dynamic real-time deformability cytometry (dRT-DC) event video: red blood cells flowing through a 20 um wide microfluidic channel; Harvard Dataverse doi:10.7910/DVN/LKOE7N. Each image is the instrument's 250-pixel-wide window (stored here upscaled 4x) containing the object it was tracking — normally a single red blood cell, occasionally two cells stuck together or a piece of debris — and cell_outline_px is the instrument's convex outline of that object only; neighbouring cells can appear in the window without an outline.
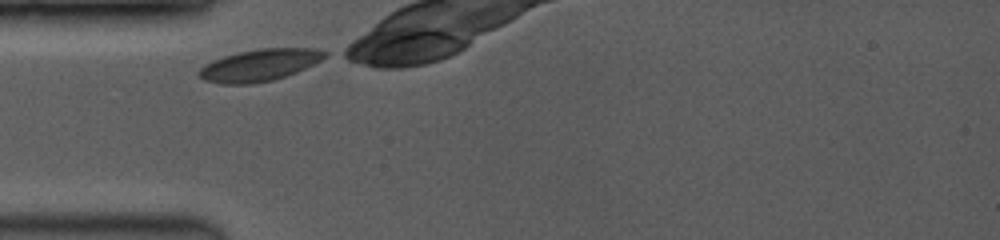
{"species": "common noctule bat (a hibernating species)", "species_latin": "Nyctalus noctula", "temperature_condition": "room temperature", "stored_images_in_passage": 25, "camera_frame_rate_fps": 3500, "um_per_image_px": 0.085, "animal": {"sex": "female", "body_mass_g": 19.0, "forearm_length_mm": 53.3}, "frame": {"image": 1, "passage_image": 1, "time_ms": 0.0, "image_size_px": [1000, 240], "cell_outline_px": [[328, 56], [296, 72], [272, 80], [252, 84], [220, 84], [204, 80], [196, 76], [196, 72], [204, 64], [212, 60], [224, 56], [240, 52], [260, 48], [316, 48], [328, 52]], "centroid_in_image_um": [22.01, 5.54], "position_along_channel_um": 63.0, "area_um2": 23.47}}
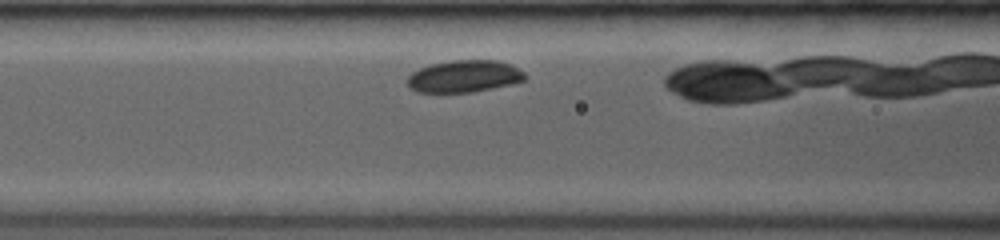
{"frame": {"image": 2, "passage_image": 12, "time_ms": 1.714, "image_size_px": [1000, 240], "cell_outline_px": [[528, 80], [492, 88], [472, 92], [416, 92], [408, 88], [408, 76], [412, 72], [420, 68], [432, 64], [452, 60], [496, 60], [512, 64], [524, 72], [528, 76]], "centroid_in_image_um": [39.49, 6.48], "position_along_channel_um": 127.1, "area_um2": 22.14}}
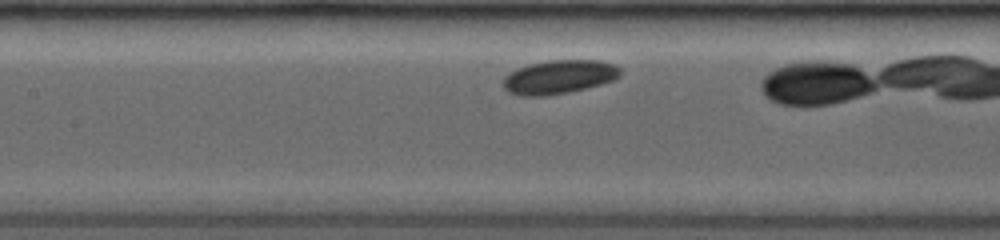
{"frame": {"image": 3, "passage_image": 18, "time_ms": 2.571, "image_size_px": [1000, 240], "cell_outline_px": [[620, 76], [616, 80], [568, 92], [544, 96], [520, 96], [508, 92], [504, 88], [504, 76], [508, 72], [516, 68], [528, 64], [548, 60], [600, 60], [616, 64], [620, 68]], "centroid_in_image_um": [47.51, 6.53], "position_along_channel_um": 159.9, "area_um2": 23.29}}